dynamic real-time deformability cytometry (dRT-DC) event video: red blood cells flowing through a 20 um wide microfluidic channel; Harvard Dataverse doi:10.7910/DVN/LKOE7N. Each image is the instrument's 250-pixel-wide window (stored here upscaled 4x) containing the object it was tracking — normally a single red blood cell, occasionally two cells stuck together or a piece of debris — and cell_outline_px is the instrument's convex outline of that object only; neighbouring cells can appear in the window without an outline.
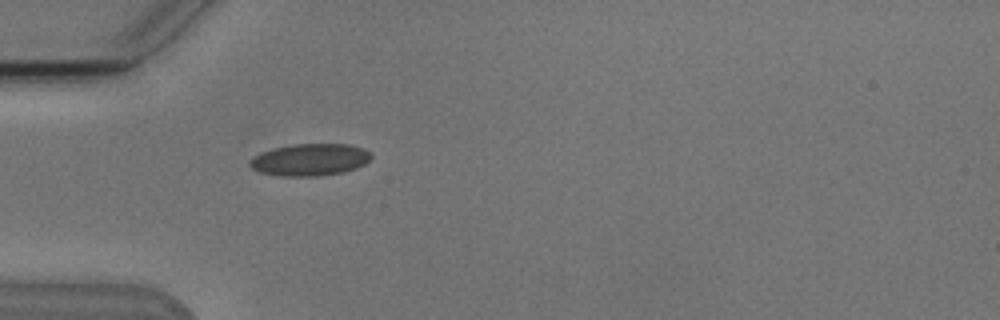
{"species": "Egyptian fruit bat (a non-hibernating species)", "species_latin": "Rousettus aegyptiacus", "temperature_condition": "cold", "stored_images_in_passage": 1, "camera_frame_rate_fps": 3000, "um_per_image_px": 0.085, "animal": {"sex": "male"}, "frame": {"image": 1, "passage_image": 1, "time_ms": 0.0, "image_size_px": [1000, 320], "cell_outline_px": [[372, 156], [364, 164], [356, 168], [344, 172], [316, 176], [280, 176], [260, 172], [252, 168], [248, 164], [248, 160], [260, 152], [272, 148], [292, 144], [348, 144], [364, 148]], "centroid_in_image_um": [26.3, 13.57], "position_along_channel_um": 58.7, "area_um2": 22.77}}